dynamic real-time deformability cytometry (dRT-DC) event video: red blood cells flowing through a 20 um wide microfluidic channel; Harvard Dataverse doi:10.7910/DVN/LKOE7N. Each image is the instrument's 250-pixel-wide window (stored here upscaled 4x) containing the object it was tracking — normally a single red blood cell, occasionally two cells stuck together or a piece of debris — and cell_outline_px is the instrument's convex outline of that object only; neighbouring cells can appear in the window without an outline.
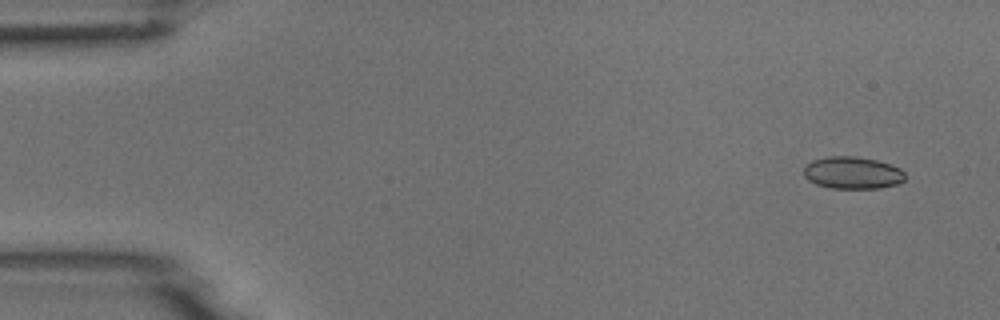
{"species": "common noctule bat (a hibernating species)", "species_latin": "Nyctalus noctula", "temperature_condition": "room temperature", "stored_images_in_passage": 7, "camera_frame_rate_fps": 3000, "um_per_image_px": 0.085, "animal": {"sex": "male", "body_mass_g": 18.8}, "frame": {"image": 1, "passage_image": 1, "time_ms": 0.0, "image_size_px": [1000, 320], "cell_outline_px": [[904, 180], [896, 184], [880, 188], [832, 188], [816, 184], [808, 180], [804, 176], [804, 164], [812, 160], [828, 156], [856, 156], [876, 160], [900, 168], [904, 172]], "centroid_in_image_um": [72.42, 14.68], "position_along_channel_um": 12.6, "area_um2": 19.02}}
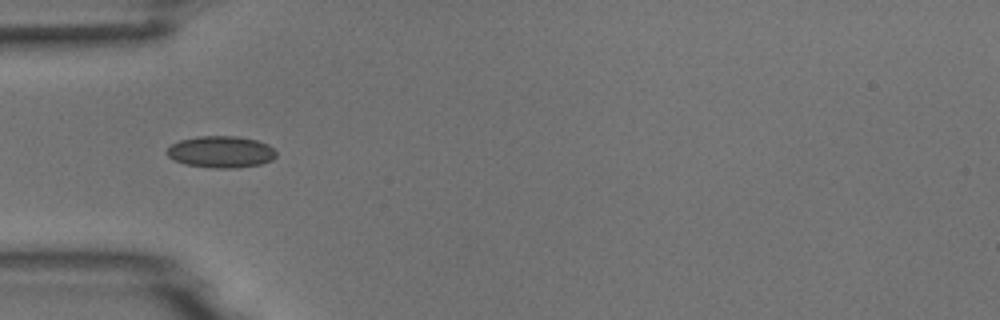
{"frame": {"image": 2, "passage_image": 4, "time_ms": 1.0, "image_size_px": [1000, 320], "cell_outline_px": [[276, 156], [272, 160], [260, 164], [236, 168], [212, 168], [184, 164], [172, 160], [164, 152], [172, 144], [180, 140], [196, 136], [236, 136], [256, 140], [268, 144], [276, 152]], "centroid_in_image_um": [18.75, 12.91], "position_along_channel_um": 66.3, "area_um2": 20.35}}